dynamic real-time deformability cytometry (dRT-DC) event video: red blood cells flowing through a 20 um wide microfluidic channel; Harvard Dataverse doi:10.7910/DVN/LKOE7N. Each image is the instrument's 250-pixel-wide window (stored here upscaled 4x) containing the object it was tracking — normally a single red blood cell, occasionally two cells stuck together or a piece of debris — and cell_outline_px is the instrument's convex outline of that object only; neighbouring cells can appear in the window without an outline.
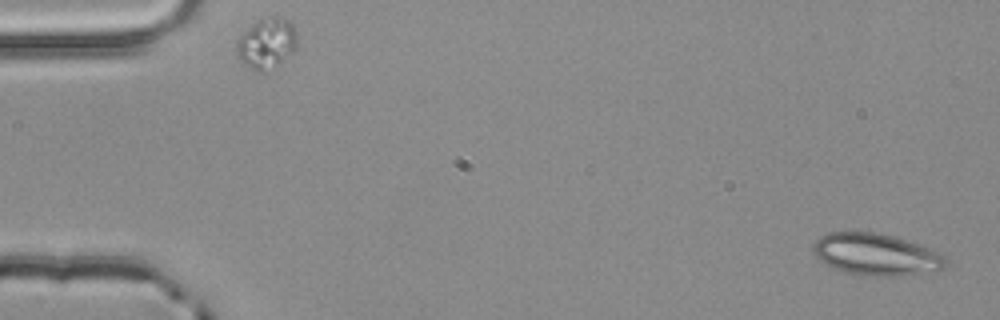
{"species": "common noctule bat (a hibernating species)", "species_latin": "Nyctalus noctula", "temperature_condition": "room temperature", "stored_images_in_passage": 4, "camera_frame_rate_fps": 3000, "um_per_image_px": 0.085, "animal": {"sex": "male", "body_mass_g": 20.4}, "frame": {"image": 1, "passage_image": 1, "time_ms": 0.0, "image_size_px": [1000, 320], "cell_outline_px": [[948, 264], [944, 268], [936, 272], [900, 276], [860, 276], [844, 272], [820, 260], [816, 256], [812, 248], [812, 244], [820, 236], [828, 232], [876, 232], [892, 236], [940, 252], [948, 260]], "centroid_in_image_um": [74.5, 21.65], "position_along_channel_um": 10.5, "area_um2": 32.54}}